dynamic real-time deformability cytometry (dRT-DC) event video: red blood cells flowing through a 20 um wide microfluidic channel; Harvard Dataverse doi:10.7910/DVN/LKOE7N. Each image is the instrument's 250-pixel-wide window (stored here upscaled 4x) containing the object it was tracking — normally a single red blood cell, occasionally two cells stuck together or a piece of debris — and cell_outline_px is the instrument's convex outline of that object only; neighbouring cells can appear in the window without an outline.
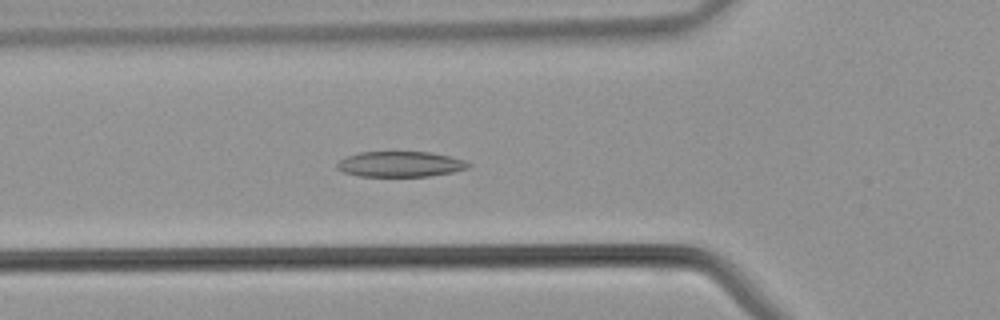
{"species": "common noctule bat (a hibernating species)", "species_latin": "Nyctalus noctula", "temperature_condition": "warm", "stored_images_in_passage": 30, "camera_frame_rate_fps": 3000, "um_per_image_px": 0.085, "animal": {"sex": "male", "body_mass_g": 21.5, "forearm_length_mm": 52.0}, "frame": {"image": 1, "passage_image": 12, "time_ms": 3.667, "image_size_px": [1000, 320], "cell_outline_px": [[472, 164], [468, 168], [452, 172], [428, 176], [360, 176], [344, 172], [336, 168], [336, 164], [340, 160], [348, 156], [360, 152], [432, 152], [464, 160]], "centroid_in_image_um": [34.03, 13.95], "position_along_channel_um": 91.8, "area_um2": 19.36}}
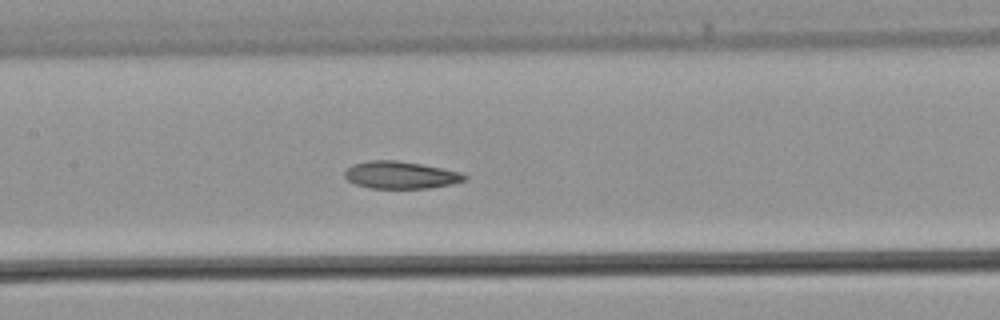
{"frame": {"image": 2, "passage_image": 17, "time_ms": 5.333, "image_size_px": [1000, 320], "cell_outline_px": [[468, 180], [452, 184], [428, 188], [372, 188], [356, 184], [348, 180], [344, 176], [344, 172], [352, 164], [368, 160], [396, 160], [420, 164], [460, 172], [468, 176]], "centroid_in_image_um": [34.06, 14.87], "position_along_channel_um": 173.3, "area_um2": 19.02}}
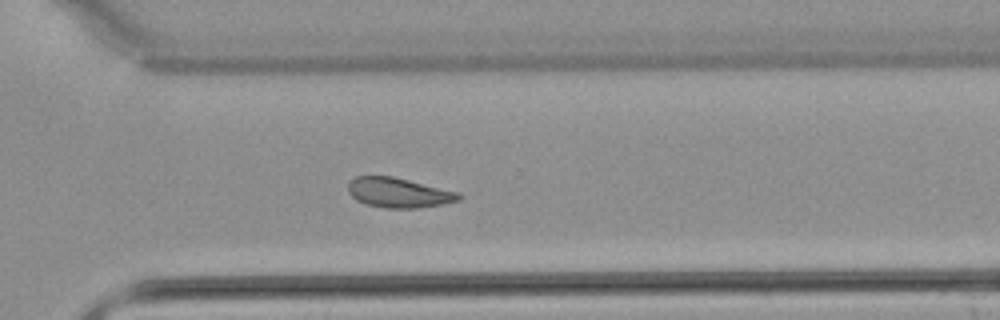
{"frame": {"image": 3, "passage_image": 27, "time_ms": 8.667, "image_size_px": [1000, 320], "cell_outline_px": [[464, 196], [460, 200], [440, 204], [416, 208], [384, 208], [364, 204], [356, 200], [348, 192], [348, 180], [356, 176], [392, 176], [460, 192]], "centroid_in_image_um": [33.87, 16.37], "position_along_channel_um": 336.7, "area_um2": 19.42}}